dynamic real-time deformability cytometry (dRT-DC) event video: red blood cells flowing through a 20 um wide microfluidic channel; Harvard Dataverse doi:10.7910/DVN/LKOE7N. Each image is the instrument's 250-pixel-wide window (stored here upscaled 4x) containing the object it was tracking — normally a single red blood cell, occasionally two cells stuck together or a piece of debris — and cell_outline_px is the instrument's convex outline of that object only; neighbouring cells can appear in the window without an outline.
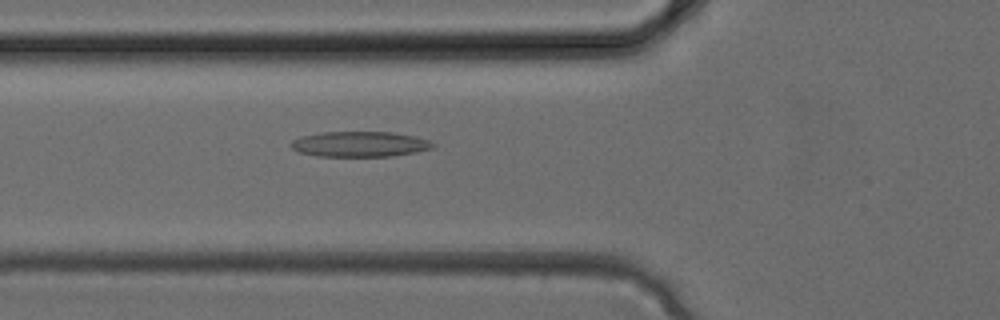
{"species": "common noctule bat (a hibernating species)", "species_latin": "Nyctalus noctula", "temperature_condition": "cold", "stored_images_in_passage": 20, "camera_frame_rate_fps": 3000, "um_per_image_px": 0.085, "animal": {"sex": "female", "body_mass_g": 24.6, "forearm_length_mm": 56.2}, "frame": {"image": 1, "passage_image": 6, "time_ms": 1.667, "image_size_px": [1000, 320], "cell_outline_px": [[436, 148], [416, 152], [392, 156], [316, 156], [300, 152], [292, 148], [292, 140], [300, 136], [324, 132], [392, 132], [412, 136], [428, 140], [436, 144]], "centroid_in_image_um": [30.61, 12.25], "position_along_channel_um": 95.2, "area_um2": 20.92}}
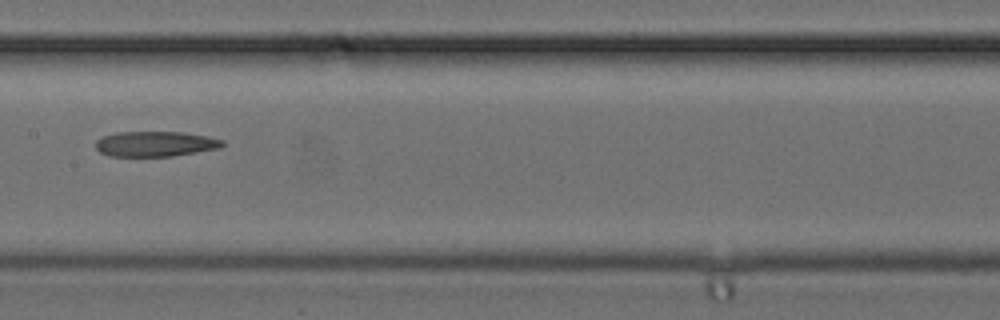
{"frame": {"image": 2, "passage_image": 11, "time_ms": 3.333, "image_size_px": [1000, 320], "cell_outline_px": [[224, 144], [220, 148], [172, 156], [108, 156], [100, 152], [96, 148], [96, 140], [104, 136], [116, 132], [184, 132], [208, 136], [224, 140]], "centroid_in_image_um": [13.21, 12.23], "position_along_channel_um": 194.2, "area_um2": 18.67}}
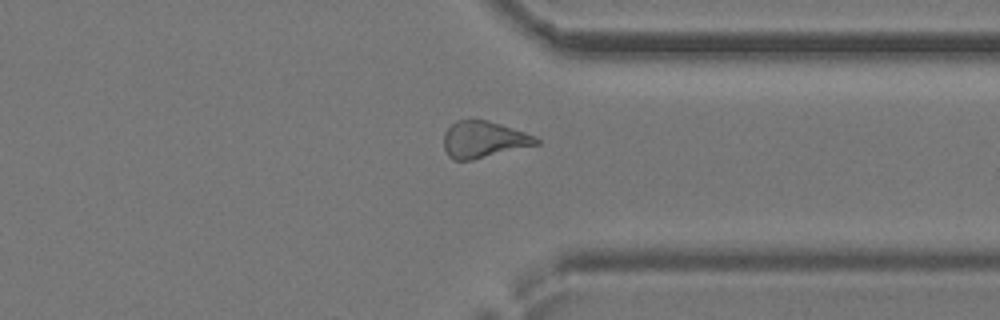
{"frame": {"image": 3, "passage_image": 20, "time_ms": 6.333, "image_size_px": [1000, 320], "cell_outline_px": [[540, 144], [472, 160], [452, 160], [448, 156], [444, 148], [444, 132], [456, 120], [488, 120], [536, 136], [540, 140]], "centroid_in_image_um": [41.11, 11.87], "position_along_channel_um": 370.3, "area_um2": 19.71}}